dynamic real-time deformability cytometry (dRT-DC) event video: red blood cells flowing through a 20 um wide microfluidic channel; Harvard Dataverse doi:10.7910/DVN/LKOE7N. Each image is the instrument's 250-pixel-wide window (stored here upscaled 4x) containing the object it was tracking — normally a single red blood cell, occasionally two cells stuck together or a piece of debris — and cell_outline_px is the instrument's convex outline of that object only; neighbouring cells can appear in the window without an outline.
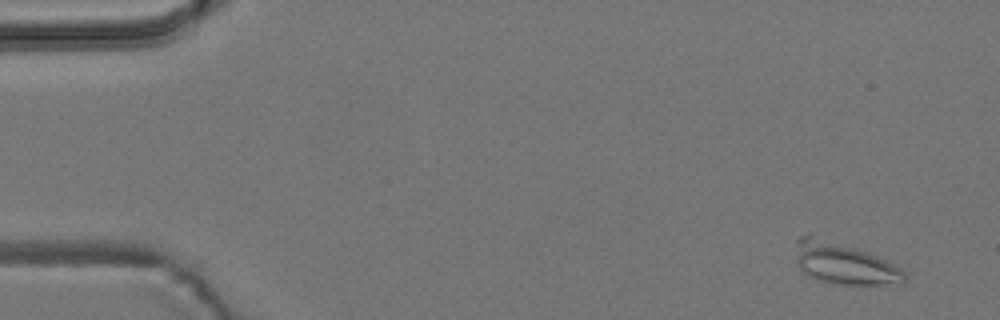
{"species": "common noctule bat (a hibernating species)", "species_latin": "Nyctalus noctula", "temperature_condition": "room temperature", "stored_images_in_passage": 5, "camera_frame_rate_fps": 3000, "um_per_image_px": 0.085, "animal": {"sex": "male", "body_mass_g": 19.2, "forearm_length_mm": 51.8}, "frame": {"image": 1, "passage_image": 1, "time_ms": 0.0, "image_size_px": [1000, 320], "cell_outline_px": [[904, 280], [880, 284], [832, 284], [808, 276], [796, 264], [796, 240], [800, 236], [812, 236], [864, 252], [884, 260], [900, 268], [904, 272]], "centroid_in_image_um": [71.64, 22.42], "position_along_channel_um": 13.4, "area_um2": 25.03}}